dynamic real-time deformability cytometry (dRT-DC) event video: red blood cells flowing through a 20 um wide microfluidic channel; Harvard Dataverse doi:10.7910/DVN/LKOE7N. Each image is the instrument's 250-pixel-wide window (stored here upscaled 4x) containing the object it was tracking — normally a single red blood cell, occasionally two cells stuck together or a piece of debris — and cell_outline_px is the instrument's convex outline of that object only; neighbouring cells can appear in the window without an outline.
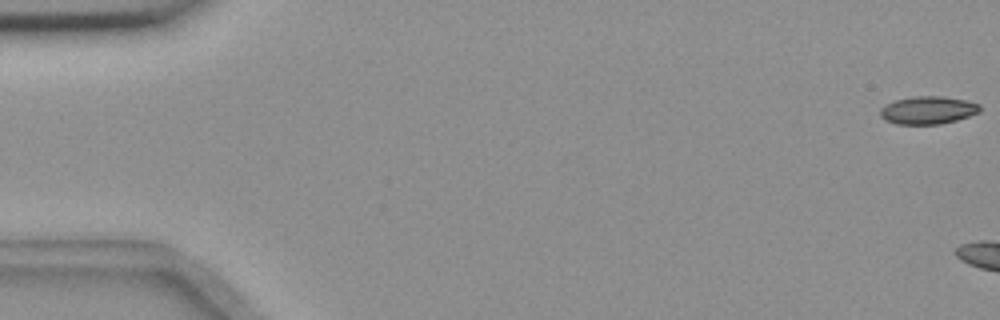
{"species": "common noctule bat (a hibernating species)", "species_latin": "Nyctalus noctula", "temperature_condition": "room temperature", "stored_images_in_passage": 6, "camera_frame_rate_fps": 3000, "um_per_image_px": 0.085, "animal": {"sex": "female", "body_mass_g": 18.4}, "frame": {"image": 1, "passage_image": 1, "time_ms": 0.0, "image_size_px": [1000, 320], "cell_outline_px": [[980, 112], [956, 120], [940, 124], [896, 124], [884, 120], [880, 116], [880, 108], [884, 104], [896, 100], [912, 96], [940, 96], [964, 100], [980, 104]], "centroid_in_image_um": [78.83, 9.36], "position_along_channel_um": 6.2, "area_um2": 16.18}}